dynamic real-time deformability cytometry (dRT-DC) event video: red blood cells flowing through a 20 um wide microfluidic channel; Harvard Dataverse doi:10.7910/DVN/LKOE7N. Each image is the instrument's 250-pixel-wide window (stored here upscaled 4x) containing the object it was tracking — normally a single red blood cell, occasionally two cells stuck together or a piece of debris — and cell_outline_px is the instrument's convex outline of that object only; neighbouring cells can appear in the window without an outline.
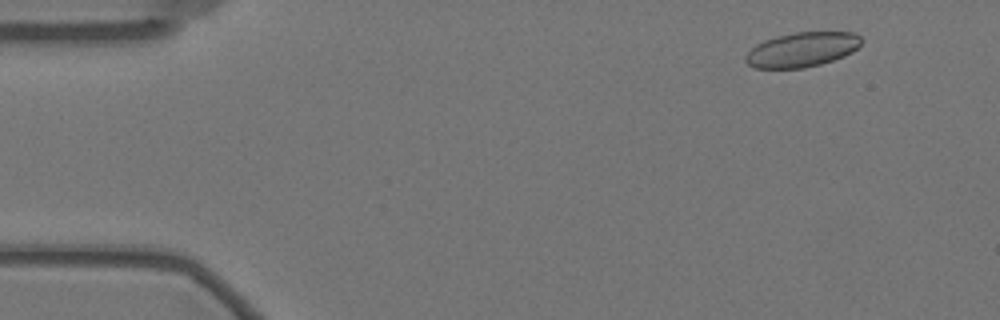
{"species": "Egyptian fruit bat (a non-hibernating species)", "species_latin": "Rousettus aegyptiacus", "temperature_condition": "warm", "stored_images_in_passage": 59, "camera_frame_rate_fps": 3000, "um_per_image_px": 0.085, "animal": {"sex": "female"}, "frame": {"image": 1, "passage_image": 6, "time_ms": 1.667, "image_size_px": [1000, 320], "cell_outline_px": [[860, 44], [852, 52], [844, 56], [820, 64], [804, 68], [756, 68], [748, 64], [744, 60], [744, 56], [756, 44], [764, 40], [776, 36], [796, 32], [856, 32], [860, 36]], "centroid_in_image_um": [68.15, 4.21], "position_along_channel_um": 16.9, "area_um2": 23.29}}
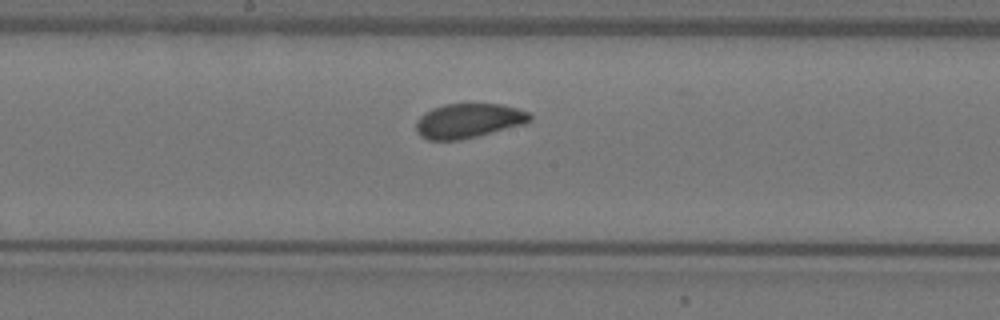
{"frame": {"image": 2, "passage_image": 31, "time_ms": 10.0, "image_size_px": [1000, 320], "cell_outline_px": [[532, 120], [524, 124], [460, 140], [428, 140], [420, 136], [416, 132], [416, 120], [424, 112], [432, 108], [444, 104], [504, 104], [528, 112], [532, 116]], "centroid_in_image_um": [39.79, 10.26], "position_along_channel_um": 208.4, "area_um2": 22.95}}
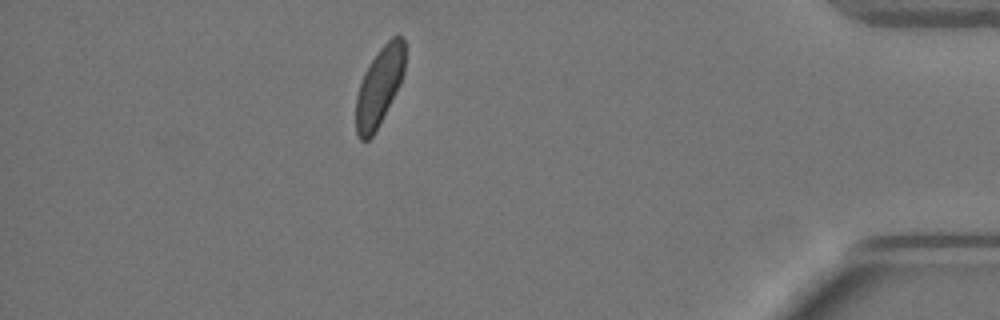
{"frame": {"image": 3, "passage_image": 52, "time_ms": 17.0, "image_size_px": [1000, 320], "cell_outline_px": [[408, 44], [404, 72], [400, 84], [376, 132], [368, 140], [360, 140], [356, 132], [356, 96], [364, 72], [380, 48], [396, 32]], "centroid_in_image_um": [32.29, 7.3], "position_along_channel_um": 402.9, "area_um2": 22.83}, "authors_computed_cell_mechanics": {"area_um2": 23.6402, "velocity_mm_per_s": 3.4478, "shape_relaxation_time_tau1_ms": 6.7325, "shape_relaxation_time_tau2_ms": 1.4403, "deformation_change_tau1": 0.1145, "deformation_change_tau2": 0.0489}}